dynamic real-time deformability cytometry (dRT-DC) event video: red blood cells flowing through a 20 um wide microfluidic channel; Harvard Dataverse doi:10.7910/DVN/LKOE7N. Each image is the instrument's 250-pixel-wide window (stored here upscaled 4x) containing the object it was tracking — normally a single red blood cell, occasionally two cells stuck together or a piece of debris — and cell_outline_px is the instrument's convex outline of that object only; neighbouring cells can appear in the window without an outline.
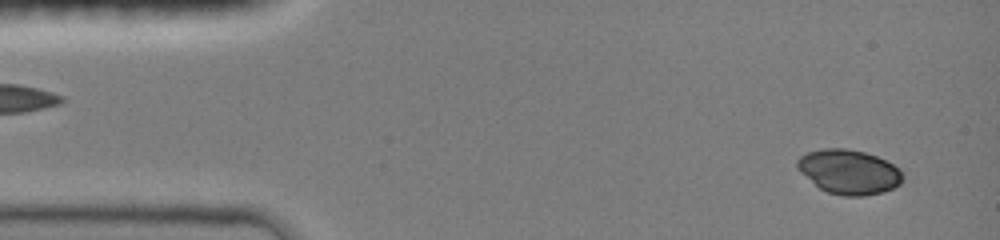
{"species": "common noctule bat (a hibernating species)", "species_latin": "Nyctalus noctula", "temperature_condition": "room temperature", "stored_images_in_passage": 36, "camera_frame_rate_fps": 3000, "um_per_image_px": 0.085, "animal": {"sex": "female", "body_mass_g": 19.0, "forearm_length_mm": 51.5}, "frame": {"image": 1, "passage_image": 1, "time_ms": 0.0, "image_size_px": [1000, 240], "cell_outline_px": [[904, 180], [900, 184], [884, 192], [864, 196], [844, 196], [828, 192], [820, 188], [800, 172], [796, 168], [796, 160], [800, 156], [808, 152], [820, 148], [844, 148], [864, 152], [876, 156], [900, 168], [904, 176]], "centroid_in_image_um": [72.16, 14.6], "position_along_channel_um": 12.8, "area_um2": 27.46}}
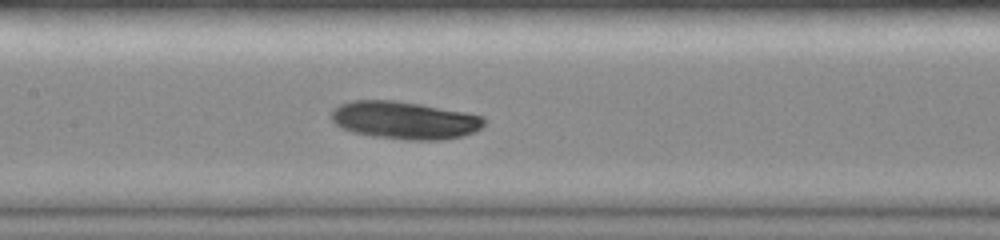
{"frame": {"image": 2, "passage_image": 15, "time_ms": 6.333, "image_size_px": [1000, 240], "cell_outline_px": [[484, 124], [480, 128], [464, 136], [440, 140], [412, 140], [372, 136], [352, 132], [336, 124], [328, 116], [332, 108], [340, 104], [352, 100], [396, 100], [420, 104], [464, 112], [484, 116]], "centroid_in_image_um": [34.34, 10.21], "position_along_channel_um": 173.1, "area_um2": 33.64}}
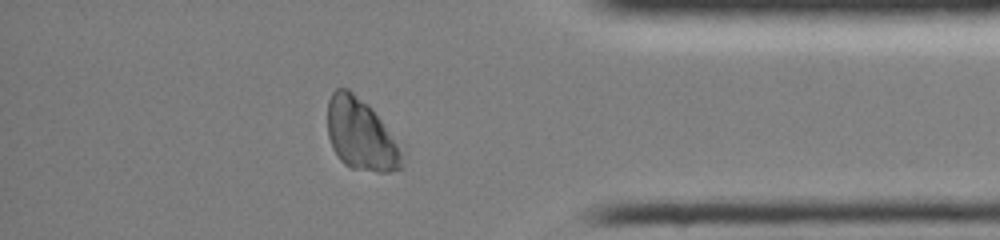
{"frame": {"image": 3, "passage_image": 31, "time_ms": 12.333, "image_size_px": [1000, 240], "cell_outline_px": [[404, 168], [388, 172], [376, 172], [352, 168], [344, 164], [340, 160], [332, 148], [328, 136], [328, 100], [332, 92], [336, 88], [348, 88], [368, 104], [372, 108], [396, 144], [404, 164]], "centroid_in_image_um": [30.62, 11.44], "position_along_channel_um": 404.6, "area_um2": 30.63}}